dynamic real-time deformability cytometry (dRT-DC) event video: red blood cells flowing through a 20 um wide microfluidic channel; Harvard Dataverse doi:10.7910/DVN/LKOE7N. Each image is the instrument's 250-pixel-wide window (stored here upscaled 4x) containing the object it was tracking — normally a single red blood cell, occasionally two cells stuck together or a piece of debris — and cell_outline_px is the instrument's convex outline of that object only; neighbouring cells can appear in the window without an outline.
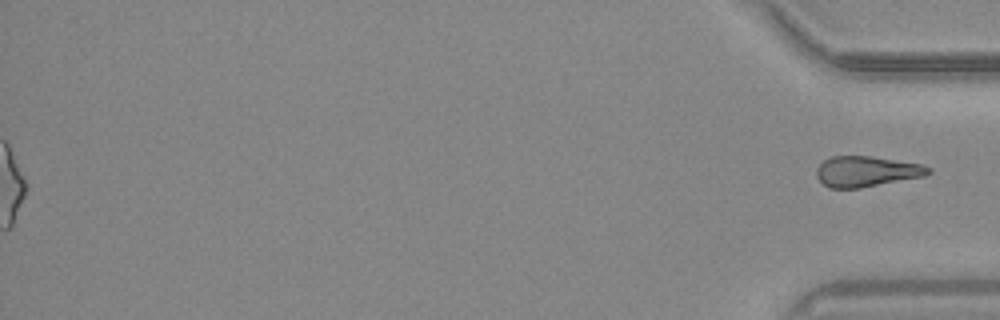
{"species": "common noctule bat (a hibernating species)", "species_latin": "Nyctalus noctula", "temperature_condition": "warm", "stored_images_in_passage": 55, "segment_of_instrument_passage": [2, 2], "camera_frame_rate_fps": 3000, "um_per_image_px": 0.085, "animal": {"sex": "male", "body_mass_g": 20.4}, "frame": {"image": 1, "passage_image": 55, "time_ms": 18.0, "image_size_px": [1000, 320], "cell_outline_px": [[932, 172], [924, 176], [860, 188], [828, 188], [816, 176], [816, 168], [824, 160], [832, 156], [872, 156], [920, 164], [932, 168]], "centroid_in_image_um": [73.64, 14.57], "position_along_channel_um": 361.6, "area_um2": 19.88}}